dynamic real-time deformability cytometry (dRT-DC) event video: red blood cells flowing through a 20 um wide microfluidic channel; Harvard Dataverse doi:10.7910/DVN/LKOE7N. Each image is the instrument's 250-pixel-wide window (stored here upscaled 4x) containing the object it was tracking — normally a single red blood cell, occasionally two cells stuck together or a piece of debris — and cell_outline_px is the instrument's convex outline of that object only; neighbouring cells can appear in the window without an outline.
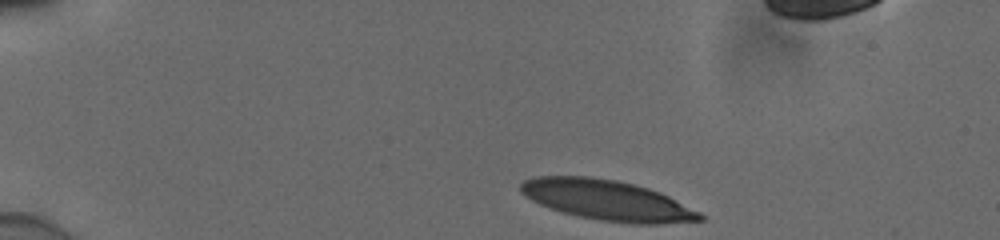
{"species": "human", "species_latin": "Homo sapiens", "temperature_condition": "cold", "stored_images_in_passage": 40, "camera_frame_rate_fps": 3000, "um_per_image_px": 0.085, "donor": {"sex": "male"}, "frame": {"image": 1, "passage_image": 1, "time_ms": 0.0, "image_size_px": [1000, 240], "cell_outline_px": [[704, 220], [656, 224], [636, 224], [600, 220], [580, 216], [564, 212], [540, 204], [532, 200], [520, 192], [520, 184], [524, 180], [536, 176], [588, 176], [616, 180], [648, 188], [660, 192], [700, 212], [704, 216]], "centroid_in_image_um": [51.61, 17.01], "position_along_channel_um": 33.4, "area_um2": 41.67}}
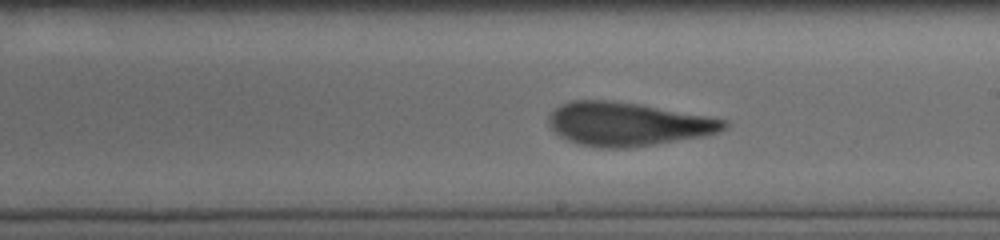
{"frame": {"image": 2, "passage_image": 23, "time_ms": 7.333, "image_size_px": [1000, 240], "cell_outline_px": [[728, 128], [704, 136], [656, 144], [628, 148], [600, 148], [580, 144], [568, 140], [560, 136], [548, 124], [548, 120], [552, 112], [560, 104], [572, 100], [608, 100], [640, 104], [728, 120]], "centroid_in_image_um": [53.35, 10.54], "position_along_channel_um": 235.6, "area_um2": 44.33}}
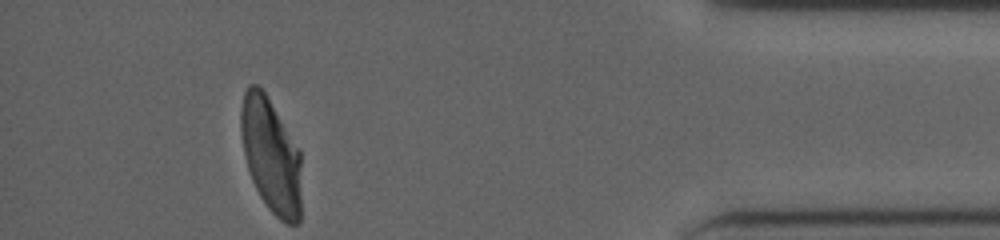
{"frame": {"image": 3, "passage_image": 40, "time_ms": 13.0, "image_size_px": [1000, 240], "cell_outline_px": [[300, 224], [288, 224], [280, 220], [268, 208], [260, 196], [252, 180], [244, 156], [240, 132], [240, 108], [244, 92], [248, 84], [256, 84], [268, 96], [300, 148]], "centroid_in_image_um": [23.02, 13.18], "position_along_channel_um": 412.2, "area_um2": 40.92}, "authors_computed_cell_mechanics": {"area_um2": 43.7835, "velocity_mm_per_s": 3.8623, "shape_relaxation_time_tau1_ms": 5.0785, "shape_relaxation_time_tau2_ms": 1.1163, "deformation_change_tau1": 0.2048, "deformation_change_tau2": 0.0958}}